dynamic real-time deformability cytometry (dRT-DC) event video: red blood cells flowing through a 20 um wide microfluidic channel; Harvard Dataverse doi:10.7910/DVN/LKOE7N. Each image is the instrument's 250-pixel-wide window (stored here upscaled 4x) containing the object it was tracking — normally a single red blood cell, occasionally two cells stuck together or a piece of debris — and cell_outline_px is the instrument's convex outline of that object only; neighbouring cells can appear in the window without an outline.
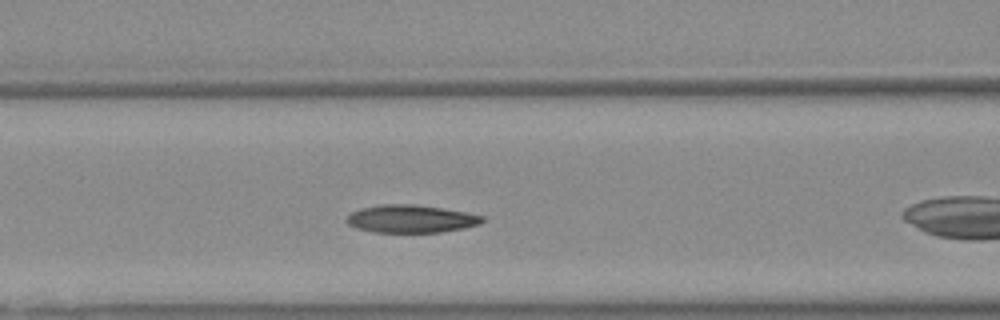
{"species": "Egyptian fruit bat (a non-hibernating species)", "species_latin": "Rousettus aegyptiacus", "temperature_condition": "warm", "stored_images_in_passage": 11, "camera_frame_rate_fps": 3000, "um_per_image_px": 0.085, "animal": {"sex": "female"}, "frame": {"image": 1, "passage_image": 4, "time_ms": 1.0, "image_size_px": [1000, 320], "cell_outline_px": [[484, 220], [480, 224], [464, 228], [440, 232], [372, 232], [356, 228], [348, 224], [344, 220], [352, 212], [360, 208], [380, 204], [412, 204], [468, 212], [484, 216]], "centroid_in_image_um": [34.92, 18.6], "position_along_channel_um": 131.7, "area_um2": 22.02}}
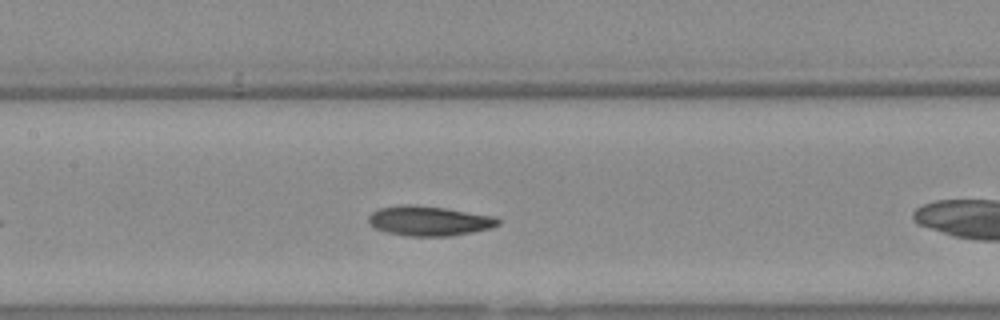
{"frame": {"image": 2, "passage_image": 7, "time_ms": 2.0, "image_size_px": [1000, 320], "cell_outline_px": [[500, 224], [492, 228], [472, 232], [448, 236], [408, 236], [384, 232], [368, 224], [368, 216], [372, 212], [380, 208], [400, 204], [412, 204], [444, 208], [492, 216], [500, 220]], "centroid_in_image_um": [36.43, 18.77], "position_along_channel_um": 171.0, "area_um2": 22.48}}
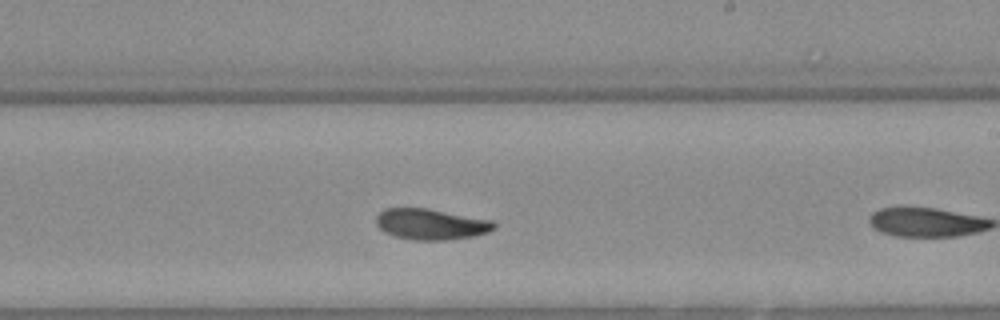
{"frame": {"image": 3, "passage_image": 10, "time_ms": 3.0, "image_size_px": [1000, 320], "cell_outline_px": [[496, 228], [488, 232], [472, 236], [448, 240], [416, 240], [392, 236], [384, 232], [376, 224], [376, 216], [384, 208], [424, 208], [492, 220], [496, 224]], "centroid_in_image_um": [36.6, 19.06], "position_along_channel_um": 252.4, "area_um2": 21.15}}